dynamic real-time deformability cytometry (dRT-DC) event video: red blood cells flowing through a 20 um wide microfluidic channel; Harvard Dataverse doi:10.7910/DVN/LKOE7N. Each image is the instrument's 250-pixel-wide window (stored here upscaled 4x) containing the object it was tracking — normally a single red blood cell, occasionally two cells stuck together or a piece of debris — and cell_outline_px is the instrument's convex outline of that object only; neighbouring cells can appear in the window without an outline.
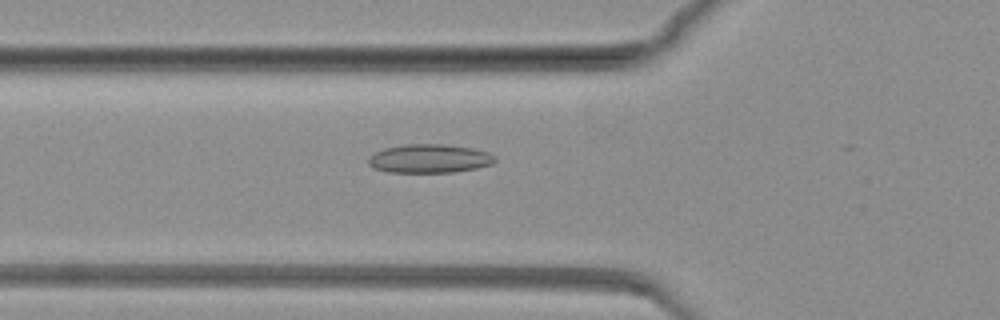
{"species": "common noctule bat (a hibernating species)", "species_latin": "Nyctalus noctula", "temperature_condition": "warm", "stored_images_in_passage": 42, "camera_frame_rate_fps": 3000, "um_per_image_px": 0.085, "animal": {"sex": "female", "body_mass_g": 19.3, "forearm_length_mm": 54.1}, "frame": {"image": 1, "passage_image": 7, "time_ms": 2.0, "image_size_px": [1000, 320], "cell_outline_px": [[496, 160], [492, 164], [476, 168], [452, 172], [388, 172], [372, 168], [368, 164], [368, 160], [376, 152], [384, 148], [404, 144], [444, 144], [472, 148], [488, 152], [496, 156]], "centroid_in_image_um": [36.51, 13.48], "position_along_channel_um": 89.3, "area_um2": 21.15}}
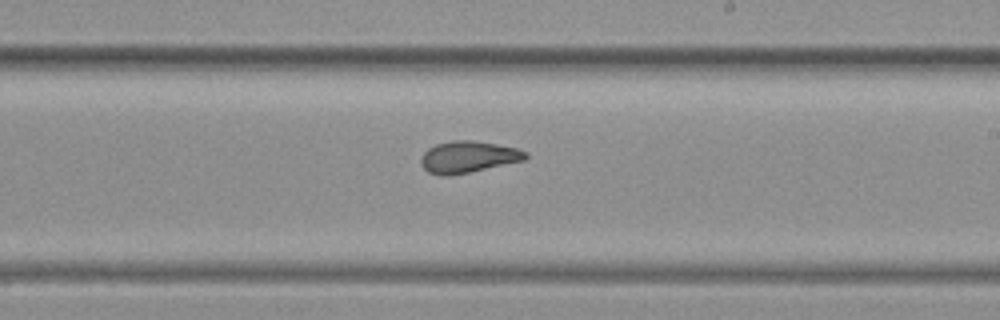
{"frame": {"image": 2, "passage_image": 26, "time_ms": 8.333, "image_size_px": [1000, 320], "cell_outline_px": [[528, 156], [524, 160], [468, 172], [448, 176], [440, 176], [428, 172], [420, 164], [420, 156], [428, 148], [436, 144], [452, 140], [472, 140], [496, 144], [516, 148], [528, 152]], "centroid_in_image_um": [39.75, 13.33], "position_along_channel_um": 249.3, "area_um2": 19.25}}
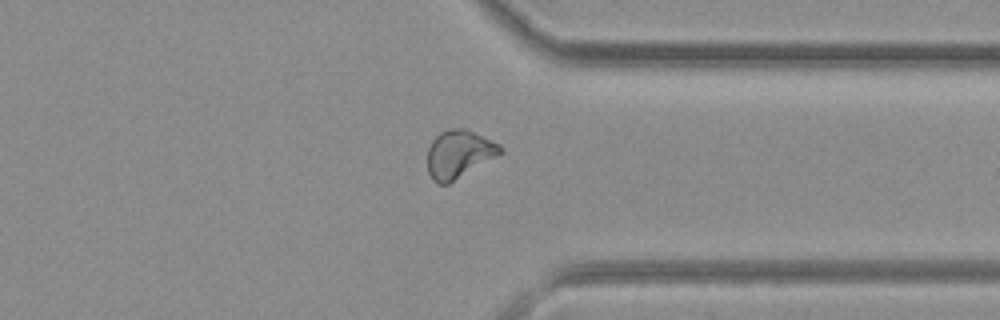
{"frame": {"image": 3, "passage_image": 41, "time_ms": 13.333, "image_size_px": [1000, 320], "cell_outline_px": [[504, 152], [448, 184], [436, 184], [432, 180], [428, 172], [428, 148], [432, 140], [440, 132], [448, 128], [464, 128], [500, 144], [504, 148]], "centroid_in_image_um": [39.0, 13.1], "position_along_channel_um": 372.4, "area_um2": 20.35}}